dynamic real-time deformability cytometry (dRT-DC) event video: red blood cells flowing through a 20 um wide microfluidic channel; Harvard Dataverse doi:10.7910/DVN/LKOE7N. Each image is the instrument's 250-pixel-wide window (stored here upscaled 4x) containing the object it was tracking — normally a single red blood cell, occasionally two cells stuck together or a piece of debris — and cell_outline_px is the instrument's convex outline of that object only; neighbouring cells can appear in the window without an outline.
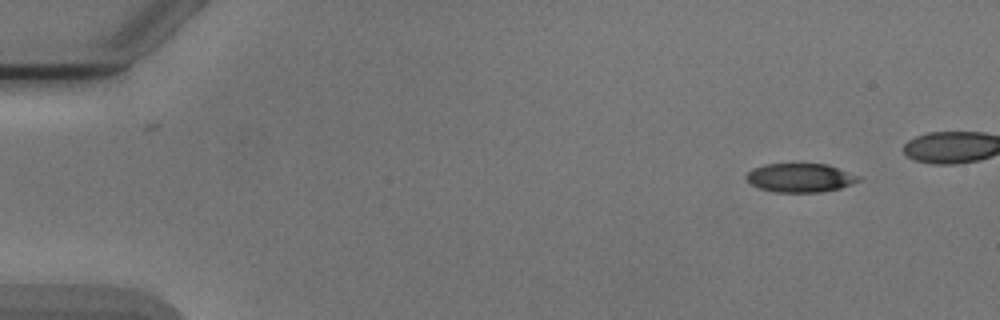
{"species": "Egyptian fruit bat (a non-hibernating species)", "species_latin": "Rousettus aegyptiacus", "temperature_condition": "cold", "stored_images_in_passage": 5, "camera_frame_rate_fps": 3000, "um_per_image_px": 0.085, "animal": {"sex": "male"}, "frame": {"image": 1, "passage_image": 1, "time_ms": 0.0, "image_size_px": [1000, 320], "cell_outline_px": [[860, 180], [852, 184], [840, 188], [820, 192], [776, 192], [760, 188], [752, 184], [744, 176], [752, 168], [764, 164], [828, 164], [860, 176]], "centroid_in_image_um": [68.02, 15.1], "position_along_channel_um": 17.0, "area_um2": 18.79}}